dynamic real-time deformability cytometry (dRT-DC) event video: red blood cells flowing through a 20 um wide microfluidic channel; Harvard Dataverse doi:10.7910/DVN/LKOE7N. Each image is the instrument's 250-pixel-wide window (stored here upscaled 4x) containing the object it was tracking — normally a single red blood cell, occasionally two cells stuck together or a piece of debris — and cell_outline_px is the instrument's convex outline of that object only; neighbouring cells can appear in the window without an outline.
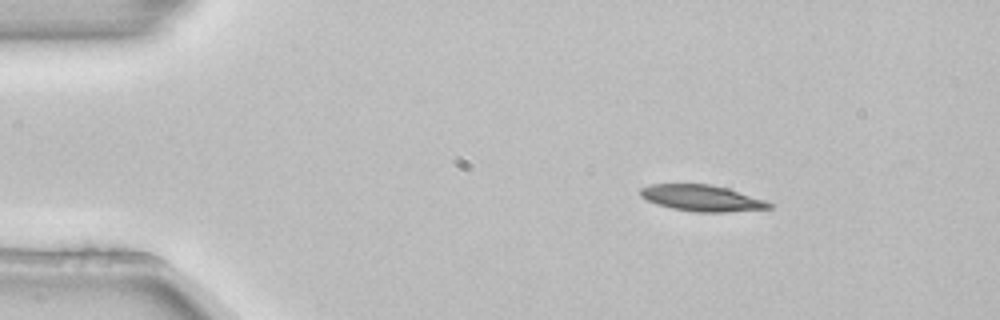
{"species": "common noctule bat (a hibernating species)", "species_latin": "Nyctalus noctula", "temperature_condition": "room temperature", "stored_images_in_passage": 3, "camera_frame_rate_fps": 3000, "um_per_image_px": 0.085, "animal": {"sex": "female", "body_mass_g": 22.7, "forearm_length_mm": 54.2}, "frame": {"image": 1, "passage_image": 1, "time_ms": 0.0, "image_size_px": [1000, 320], "cell_outline_px": [[772, 208], [724, 212], [696, 212], [672, 208], [656, 204], [640, 196], [640, 188], [652, 184], [712, 184], [728, 188], [764, 200], [772, 204]], "centroid_in_image_um": [59.64, 16.83], "position_along_channel_um": 25.4, "area_um2": 19.54}}
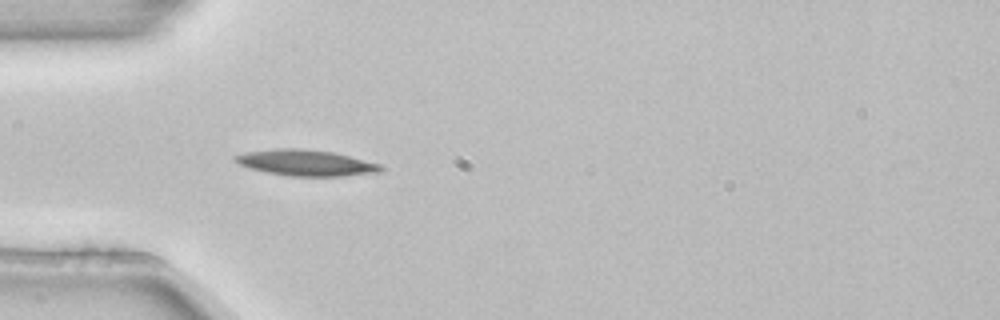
{"frame": {"image": 2, "passage_image": 3, "time_ms": 0.667, "image_size_px": [1000, 320], "cell_outline_px": [[384, 172], [344, 176], [292, 176], [268, 172], [252, 168], [240, 164], [232, 156], [244, 152], [276, 148], [304, 148], [336, 152], [380, 164], [384, 168]], "centroid_in_image_um": [26.07, 13.82], "position_along_channel_um": 58.9, "area_um2": 22.2}}